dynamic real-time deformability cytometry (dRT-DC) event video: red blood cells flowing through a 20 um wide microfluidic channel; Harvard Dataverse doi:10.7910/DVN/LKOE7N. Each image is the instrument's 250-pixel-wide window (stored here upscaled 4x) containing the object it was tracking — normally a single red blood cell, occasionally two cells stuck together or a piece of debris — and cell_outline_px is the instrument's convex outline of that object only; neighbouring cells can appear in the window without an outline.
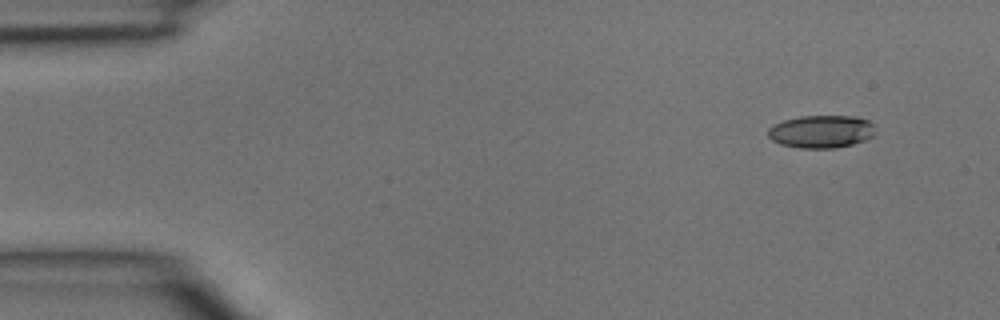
{"species": "common noctule bat (a hibernating species)", "species_latin": "Nyctalus noctula", "temperature_condition": "room temperature", "stored_images_in_passage": 4, "camera_frame_rate_fps": 3000, "um_per_image_px": 0.085, "animal": {"sex": "male", "body_mass_g": 15.6}, "frame": {"image": 1, "passage_image": 1, "time_ms": 0.0, "image_size_px": [1000, 320], "cell_outline_px": [[876, 132], [872, 136], [864, 140], [852, 144], [836, 148], [800, 148], [780, 144], [772, 140], [768, 136], [768, 128], [772, 124], [784, 120], [800, 116], [856, 116], [868, 120], [872, 124]], "centroid_in_image_um": [69.79, 11.18], "position_along_channel_um": 15.2, "area_um2": 20.58}}
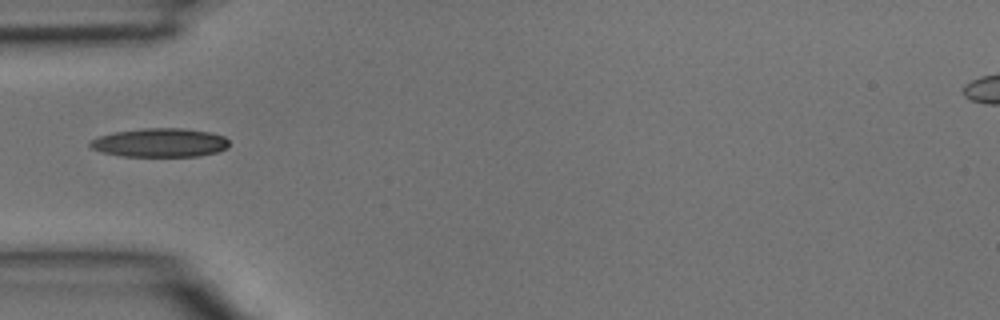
{"frame": {"image": 2, "passage_image": 4, "time_ms": 1.0, "image_size_px": [1000, 320], "cell_outline_px": [[228, 148], [216, 152], [200, 156], [120, 156], [104, 152], [92, 148], [88, 144], [88, 140], [112, 132], [144, 128], [184, 128], [212, 132], [224, 136], [228, 140]], "centroid_in_image_um": [13.6, 12.12], "position_along_channel_um": 71.4, "area_um2": 23.47}}